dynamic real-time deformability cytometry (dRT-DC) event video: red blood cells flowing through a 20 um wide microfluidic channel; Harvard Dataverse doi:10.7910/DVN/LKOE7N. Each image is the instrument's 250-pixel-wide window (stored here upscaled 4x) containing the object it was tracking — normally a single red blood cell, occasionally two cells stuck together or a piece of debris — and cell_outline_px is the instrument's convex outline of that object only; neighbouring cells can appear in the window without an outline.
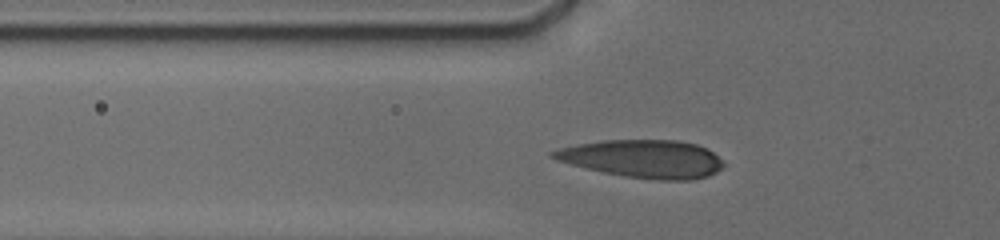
{"species": "human", "species_latin": "Homo sapiens", "temperature_condition": "cold", "stored_images_in_passage": 16, "camera_frame_rate_fps": 3000, "um_per_image_px": 0.085, "donor": {"sex": "male"}, "frame": {"image": 1, "passage_image": 13, "time_ms": 4.333, "image_size_px": [1000, 240], "cell_outline_px": [[724, 168], [708, 176], [692, 180], [660, 180], [624, 176], [604, 172], [556, 160], [548, 156], [548, 152], [560, 148], [580, 144], [604, 140], [676, 140], [696, 144], [712, 152], [724, 164]], "centroid_in_image_um": [54.66, 13.5], "position_along_channel_um": 71.1, "area_um2": 37.34}}